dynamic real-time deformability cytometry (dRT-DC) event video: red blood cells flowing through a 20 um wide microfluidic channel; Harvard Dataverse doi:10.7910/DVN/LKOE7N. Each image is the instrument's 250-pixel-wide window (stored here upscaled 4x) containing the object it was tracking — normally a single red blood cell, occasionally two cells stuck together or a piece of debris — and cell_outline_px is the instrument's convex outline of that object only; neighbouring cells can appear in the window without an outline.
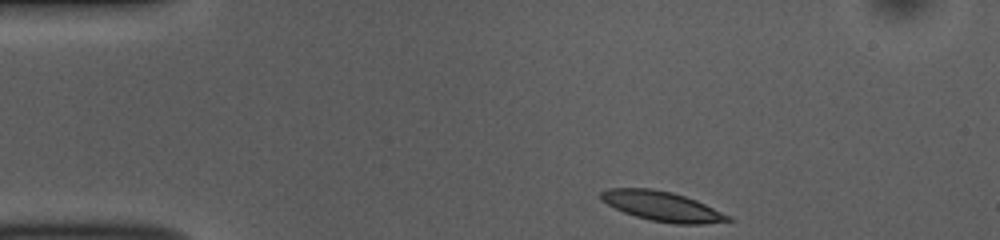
{"species": "common noctule bat (a hibernating species)", "species_latin": "Nyctalus noctula", "temperature_condition": "room temperature", "stored_images_in_passage": 45, "camera_frame_rate_fps": 3000, "um_per_image_px": 0.085, "animal": {"sex": "female", "body_mass_g": 10.0, "forearm_length_mm": 53.1}, "frame": {"image": 1, "passage_image": 1, "time_ms": 0.0, "image_size_px": [1000, 240], "cell_outline_px": [[732, 220], [704, 224], [676, 224], [648, 220], [624, 212], [600, 200], [600, 192], [608, 188], [652, 188], [672, 192], [696, 200], [732, 216]], "centroid_in_image_um": [56.28, 17.53], "position_along_channel_um": 28.7, "area_um2": 22.02}}
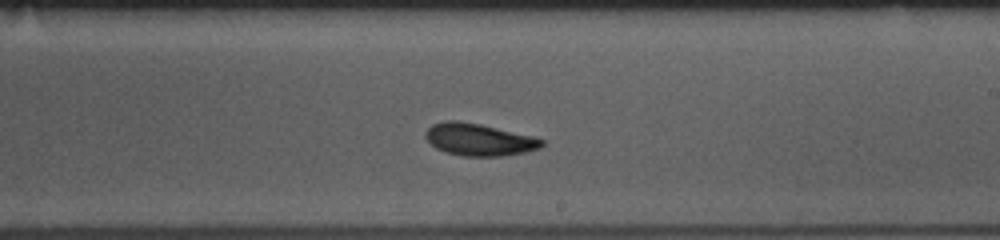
{"frame": {"image": 2, "passage_image": 23, "time_ms": 7.333, "image_size_px": [1000, 240], "cell_outline_px": [[544, 144], [540, 148], [524, 152], [500, 156], [460, 156], [444, 152], [436, 148], [424, 136], [424, 132], [432, 124], [444, 120], [460, 120], [480, 124], [532, 136], [544, 140]], "centroid_in_image_um": [40.67, 11.86], "position_along_channel_um": 248.3, "area_um2": 21.85}}
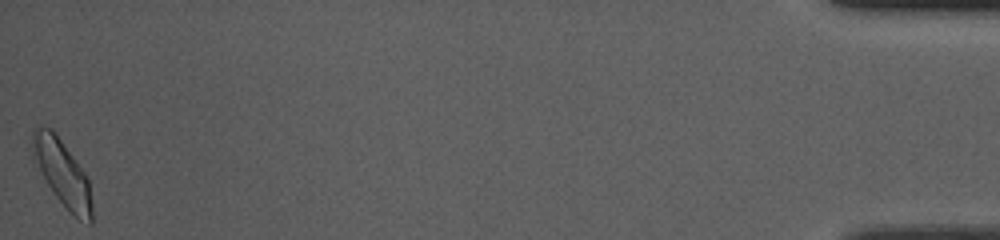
{"frame": {"image": 3, "passage_image": 45, "time_ms": 14.667, "image_size_px": [1000, 240], "cell_outline_px": [[92, 224], [88, 224], [80, 220], [56, 196], [32, 160], [32, 128], [48, 128], [60, 140], [84, 172], [88, 180], [92, 204]], "centroid_in_image_um": [5.28, 14.73], "position_along_channel_um": 429.9, "area_um2": 22.14}, "authors_computed_cell_mechanics": {"area_um2": 21.2704, "velocity_mm_per_s": 3.7543, "shape_relaxation_time_tau1_ms": 4.6347, "shape_relaxation_time_tau2_ms": 3.4762, "deformation_change_tau1": 0.1292, "deformation_change_tau2": 0.0834}}